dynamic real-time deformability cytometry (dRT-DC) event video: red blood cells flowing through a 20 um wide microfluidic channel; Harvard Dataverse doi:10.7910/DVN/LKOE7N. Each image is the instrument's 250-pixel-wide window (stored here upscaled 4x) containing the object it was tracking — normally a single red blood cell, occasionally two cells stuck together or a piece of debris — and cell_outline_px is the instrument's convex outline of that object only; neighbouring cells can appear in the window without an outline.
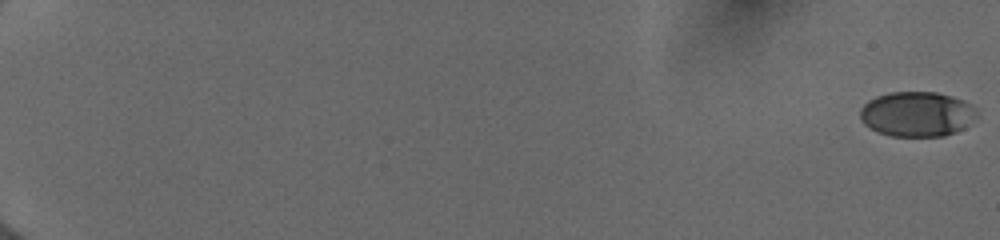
{"species": "human", "species_latin": "Homo sapiens", "temperature_condition": "cold", "stored_images_in_passage": 55, "camera_frame_rate_fps": 3000, "um_per_image_px": 0.085, "donor": {"sex": "female"}, "frame": {"image": 1, "passage_image": 1, "time_ms": 0.0, "image_size_px": [1000, 240], "cell_outline_px": [[976, 116], [964, 128], [956, 132], [944, 136], [892, 136], [880, 132], [864, 124], [860, 120], [860, 108], [868, 100], [876, 96], [888, 92], [936, 92], [952, 96], [964, 100], [972, 104], [976, 112]], "centroid_in_image_um": [77.93, 9.68], "position_along_channel_um": 7.1, "area_um2": 30.63}}
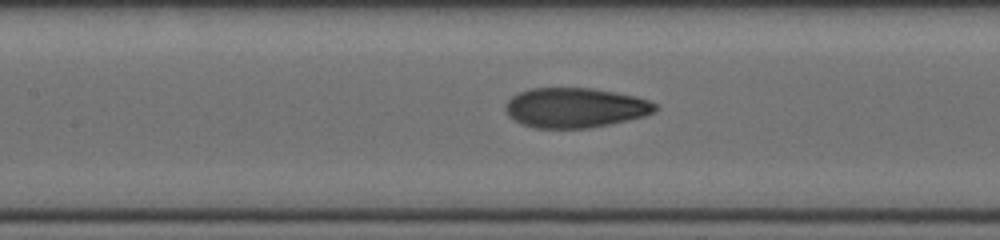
{"frame": {"image": 2, "passage_image": 30, "time_ms": 9.667, "image_size_px": [1000, 240], "cell_outline_px": [[660, 108], [656, 112], [644, 116], [608, 124], [588, 128], [532, 128], [520, 124], [508, 116], [504, 112], [504, 104], [512, 96], [528, 88], [592, 88], [636, 96], [648, 100], [656, 104]], "centroid_in_image_um": [48.85, 9.16], "position_along_channel_um": 158.5, "area_um2": 35.08}}
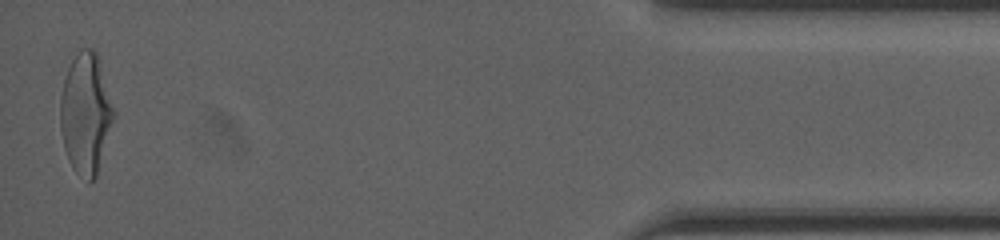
{"frame": {"image": 3, "passage_image": 55, "time_ms": 18.0, "image_size_px": [1000, 240], "cell_outline_px": [[116, 112], [96, 176], [88, 184], [72, 168], [68, 160], [64, 148], [60, 128], [60, 96], [64, 80], [68, 68], [72, 60], [84, 48], [92, 48], [96, 52]], "centroid_in_image_um": [7.28, 9.69], "position_along_channel_um": 427.9, "area_um2": 37.45}, "authors_computed_cell_mechanics": {"area_um2": 33.9864, "velocity_mm_per_s": 4.0095, "shape_relaxation_time_tau1_ms": 3.6348, "shape_relaxation_time_tau2_ms": 0.7364, "deformation_change_tau1": 0.1747, "deformation_change_tau2": 0.0644}}